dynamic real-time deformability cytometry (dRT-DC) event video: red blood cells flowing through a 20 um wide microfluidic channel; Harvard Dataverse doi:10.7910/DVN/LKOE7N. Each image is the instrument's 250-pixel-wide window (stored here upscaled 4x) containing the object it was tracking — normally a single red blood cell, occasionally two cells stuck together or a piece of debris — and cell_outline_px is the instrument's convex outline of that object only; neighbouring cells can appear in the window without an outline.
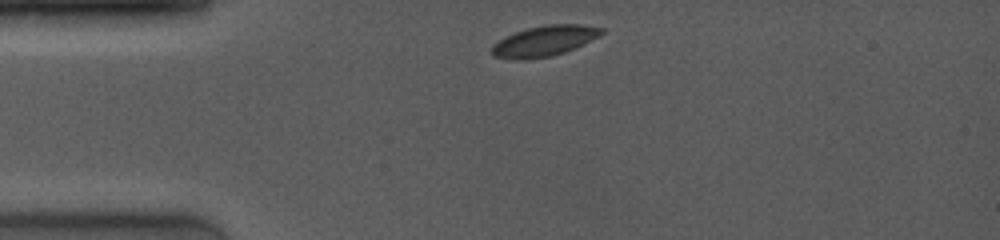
{"species": "common noctule bat (a hibernating species)", "species_latin": "Nyctalus noctula", "temperature_condition": "room temperature", "stored_images_in_passage": 29, "camera_frame_rate_fps": 4000, "um_per_image_px": 0.085, "animal": {"sex": "female", "body_mass_g": 19.0, "forearm_length_mm": 53.3}, "frame": {"image": 1, "passage_image": 1, "time_ms": 0.0, "image_size_px": [1000, 240], "cell_outline_px": [[604, 32], [564, 52], [552, 56], [524, 60], [516, 60], [492, 56], [492, 44], [504, 36], [528, 28], [544, 24], [580, 24], [604, 28]], "centroid_in_image_um": [46.19, 3.48], "position_along_channel_um": 38.8, "area_um2": 19.31}}
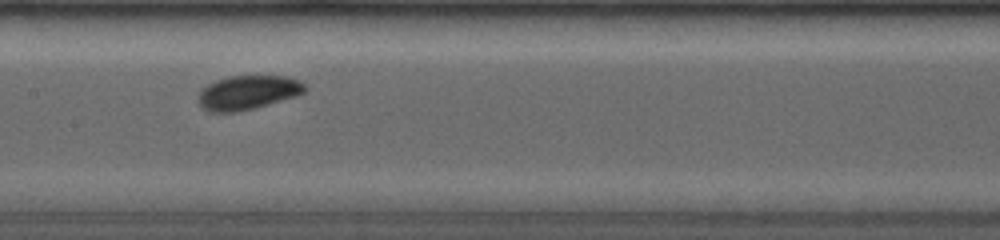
{"frame": {"image": 2, "passage_image": 14, "time_ms": 4.5, "image_size_px": [1000, 240], "cell_outline_px": [[308, 88], [304, 92], [296, 96], [268, 104], [236, 112], [208, 112], [200, 104], [200, 88], [216, 80], [228, 76], [288, 76], [300, 80]], "centroid_in_image_um": [21.09, 7.85], "position_along_channel_um": 186.3, "area_um2": 21.1}}
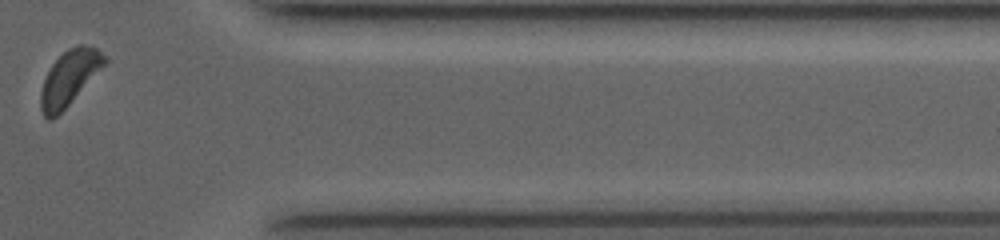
{"frame": {"image": 3, "passage_image": 29, "time_ms": 10.25, "image_size_px": [1000, 240], "cell_outline_px": [[108, 60], [68, 104], [52, 120], [48, 120], [44, 116], [40, 108], [40, 92], [44, 80], [52, 64], [68, 48], [76, 44], [84, 44], [96, 48]], "centroid_in_image_um": [5.86, 6.6], "position_along_channel_um": 405.5, "area_um2": 19.77}, "authors_computed_cell_mechanics": {"area_um2": 20.808, "velocity_mm_per_s": 3.9526, "shape_relaxation_time_tau1_ms": 1.088, "shape_relaxation_time_tau2_ms": null, "deformation_change_tau1": 0.0422, "deformation_change_tau2": null}}